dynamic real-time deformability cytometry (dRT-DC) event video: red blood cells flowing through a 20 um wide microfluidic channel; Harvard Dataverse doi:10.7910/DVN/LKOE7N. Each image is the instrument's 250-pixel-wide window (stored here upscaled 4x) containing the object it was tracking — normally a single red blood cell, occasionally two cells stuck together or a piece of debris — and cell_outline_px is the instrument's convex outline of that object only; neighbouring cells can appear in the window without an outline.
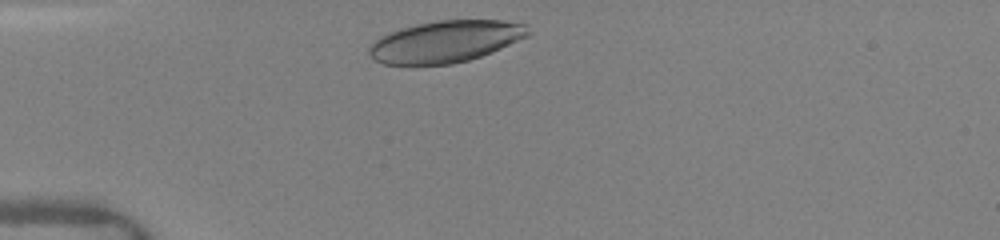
{"species": "human", "species_latin": "Homo sapiens", "temperature_condition": "warm", "stored_images_in_passage": 12, "camera_frame_rate_fps": 3000, "um_per_image_px": 0.085, "donor": {"sex": "female"}, "frame": {"image": 1, "passage_image": 2, "time_ms": 0.333, "image_size_px": [1000, 240], "cell_outline_px": [[532, 32], [528, 36], [492, 52], [468, 60], [452, 64], [384, 64], [376, 60], [368, 52], [368, 48], [380, 36], [400, 28], [416, 24], [440, 20], [504, 20], [528, 24]], "centroid_in_image_um": [37.92, 3.51], "position_along_channel_um": 47.1, "area_um2": 38.61}}
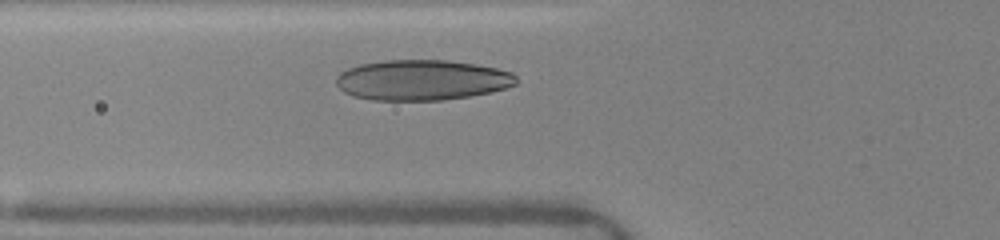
{"frame": {"image": 2, "passage_image": 7, "time_ms": 2.0, "image_size_px": [1000, 240], "cell_outline_px": [[516, 84], [492, 92], [444, 100], [372, 100], [352, 96], [344, 92], [336, 84], [336, 76], [340, 72], [348, 68], [360, 64], [388, 60], [448, 60], [476, 64], [496, 68], [512, 72], [516, 76]], "centroid_in_image_um": [35.85, 6.8], "position_along_channel_um": 89.9, "area_um2": 42.48}}
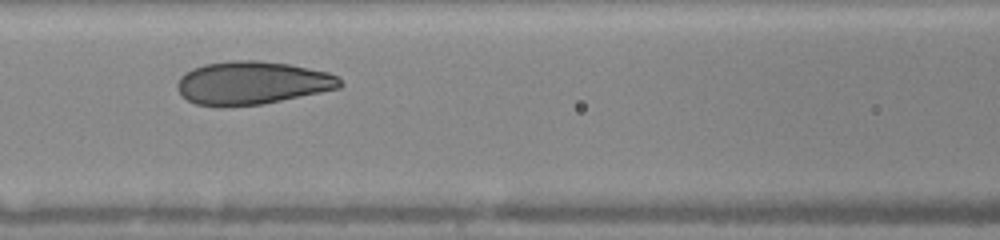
{"frame": {"image": 3, "passage_image": 11, "time_ms": 3.333, "image_size_px": [1000, 240], "cell_outline_px": [[344, 84], [340, 88], [264, 104], [196, 104], [188, 100], [176, 88], [176, 84], [180, 76], [184, 72], [192, 68], [204, 64], [232, 60], [256, 60], [288, 64], [328, 72], [336, 76]], "centroid_in_image_um": [21.44, 7.01], "position_along_channel_um": 145.2, "area_um2": 40.29}}